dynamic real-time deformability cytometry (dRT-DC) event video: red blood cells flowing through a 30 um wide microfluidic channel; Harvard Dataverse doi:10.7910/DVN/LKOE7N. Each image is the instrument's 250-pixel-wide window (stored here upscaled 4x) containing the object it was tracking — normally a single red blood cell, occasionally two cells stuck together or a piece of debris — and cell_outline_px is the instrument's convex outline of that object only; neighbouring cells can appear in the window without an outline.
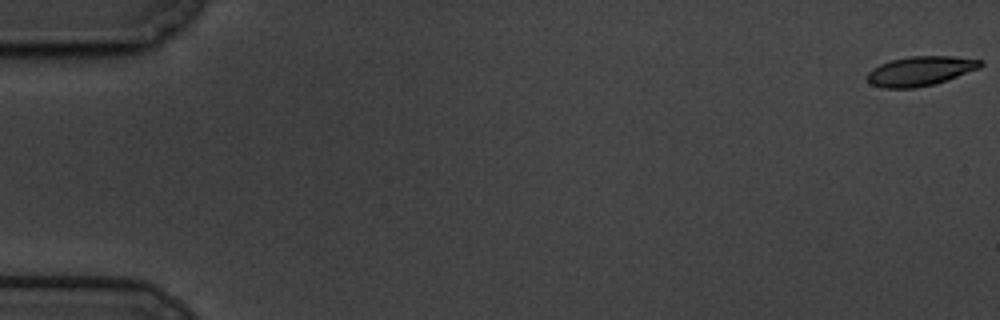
{"species": "common noctule bat (a hibernating species)", "species_latin": "Nyctalus noctula", "temperature_condition": "cold", "stored_images_in_passage": 61, "camera_frame_rate_fps": 3000, "um_per_image_px": 0.085, "animal": {"sex": "male", "body_mass_g": 19.5, "forearm_length_mm": 54.6}, "frame": {"image": 1, "passage_image": 1, "time_ms": 0.0, "image_size_px": [1000, 320], "cell_outline_px": [[984, 64], [980, 68], [936, 84], [916, 88], [884, 88], [872, 84], [864, 76], [872, 68], [880, 64], [892, 60], [912, 56], [952, 56], [984, 60]], "centroid_in_image_um": [78.25, 6.04], "position_along_channel_um": 6.8, "area_um2": 19.59}}
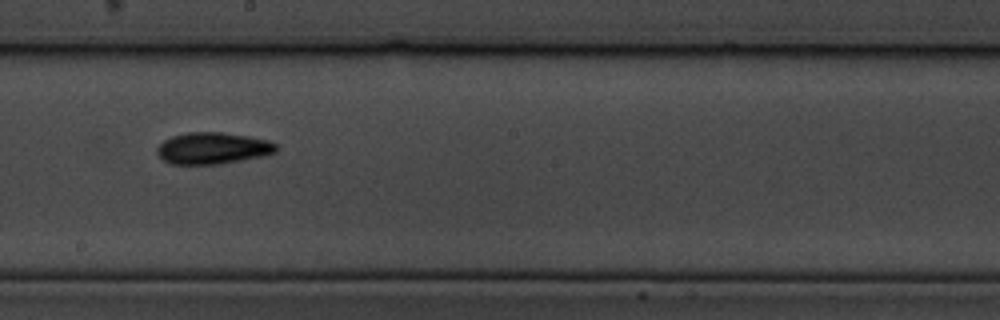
{"frame": {"image": 2, "passage_image": 35, "time_ms": 11.333, "image_size_px": [1000, 320], "cell_outline_px": [[276, 152], [264, 156], [220, 164], [168, 164], [156, 152], [156, 148], [164, 140], [172, 136], [188, 132], [220, 132], [248, 136], [268, 140], [276, 144]], "centroid_in_image_um": [18.07, 12.6], "position_along_channel_um": 230.1, "area_um2": 21.96}}
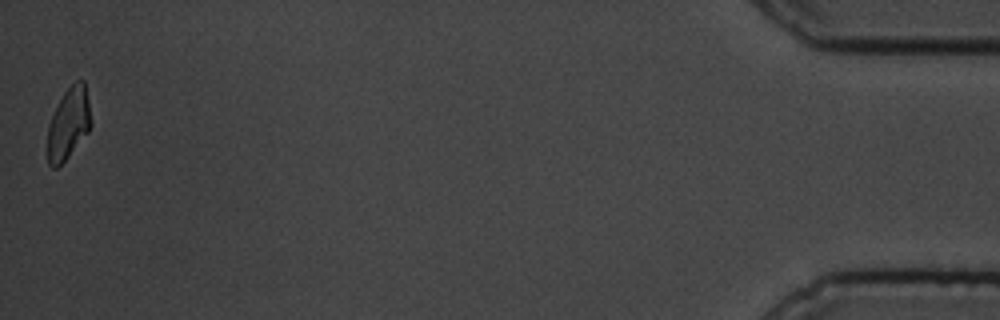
{"frame": {"image": 3, "passage_image": 61, "time_ms": 20.0, "image_size_px": [1000, 320], "cell_outline_px": [[92, 124], [88, 132], [68, 156], [56, 168], [52, 168], [48, 164], [48, 124], [64, 92], [76, 80], [84, 80], [92, 120]], "centroid_in_image_um": [5.84, 10.49], "position_along_channel_um": 429.4, "area_um2": 17.86}, "authors_computed_cell_mechanics": {"area_um2": 19.9988, "velocity_mm_per_s": 3.3318, "shape_relaxation_time_tau1_ms": 3.9605, "shape_relaxation_time_tau2_ms": null, "deformation_change_tau1": 0.1211, "deformation_change_tau2": null}}